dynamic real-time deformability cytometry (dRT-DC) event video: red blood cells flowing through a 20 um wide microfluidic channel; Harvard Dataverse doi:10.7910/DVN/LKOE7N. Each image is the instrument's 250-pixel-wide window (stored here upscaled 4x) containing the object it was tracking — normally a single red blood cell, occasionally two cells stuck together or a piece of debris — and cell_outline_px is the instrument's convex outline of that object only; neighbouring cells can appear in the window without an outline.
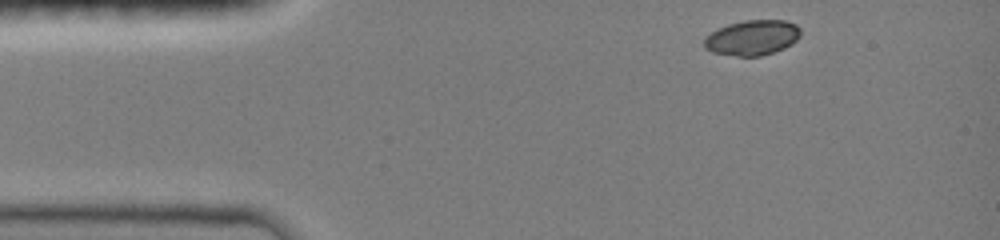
{"species": "common noctule bat (a hibernating species)", "species_latin": "Nyctalus noctula", "temperature_condition": "room temperature", "stored_images_in_passage": 5, "camera_frame_rate_fps": 3000, "um_per_image_px": 0.085, "animal": {"sex": "female", "body_mass_g": 19.0, "forearm_length_mm": 51.5}, "frame": {"image": 1, "passage_image": 1, "time_ms": 0.0, "image_size_px": [1000, 240], "cell_outline_px": [[800, 36], [792, 44], [784, 48], [760, 56], [736, 56], [712, 52], [704, 48], [704, 36], [728, 24], [744, 20], [784, 20], [796, 24], [800, 28]], "centroid_in_image_um": [63.94, 3.2], "position_along_channel_um": 21.1, "area_um2": 19.77}}
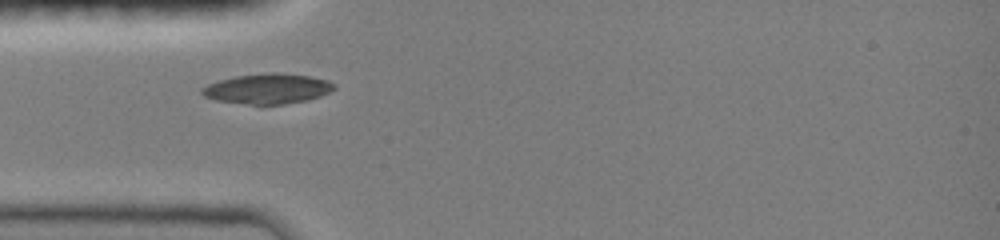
{"frame": {"image": 2, "passage_image": 4, "time_ms": 1.0, "image_size_px": [1000, 240], "cell_outline_px": [[336, 88], [320, 96], [308, 100], [284, 104], [248, 104], [216, 100], [204, 96], [200, 92], [200, 88], [208, 84], [220, 80], [236, 76], [272, 72], [276, 72], [308, 76], [328, 80], [336, 84]], "centroid_in_image_um": [22.75, 7.54], "position_along_channel_um": 62.3, "area_um2": 23.12}}